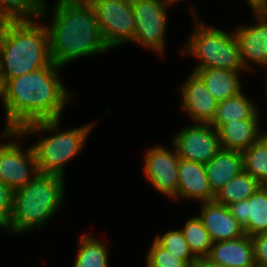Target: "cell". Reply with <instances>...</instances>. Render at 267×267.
I'll list each match as a JSON object with an SVG mask.
<instances>
[{
    "mask_svg": "<svg viewBox=\"0 0 267 267\" xmlns=\"http://www.w3.org/2000/svg\"><path fill=\"white\" fill-rule=\"evenodd\" d=\"M60 68L52 63L5 82L8 133L32 122L61 119L71 93L59 80Z\"/></svg>",
    "mask_w": 267,
    "mask_h": 267,
    "instance_id": "6da1fadb",
    "label": "cell"
},
{
    "mask_svg": "<svg viewBox=\"0 0 267 267\" xmlns=\"http://www.w3.org/2000/svg\"><path fill=\"white\" fill-rule=\"evenodd\" d=\"M47 25L52 63L63 67L108 49L88 0H57Z\"/></svg>",
    "mask_w": 267,
    "mask_h": 267,
    "instance_id": "7a4b0ae2",
    "label": "cell"
},
{
    "mask_svg": "<svg viewBox=\"0 0 267 267\" xmlns=\"http://www.w3.org/2000/svg\"><path fill=\"white\" fill-rule=\"evenodd\" d=\"M0 22V77L6 82L52 64L47 24Z\"/></svg>",
    "mask_w": 267,
    "mask_h": 267,
    "instance_id": "3957f363",
    "label": "cell"
},
{
    "mask_svg": "<svg viewBox=\"0 0 267 267\" xmlns=\"http://www.w3.org/2000/svg\"><path fill=\"white\" fill-rule=\"evenodd\" d=\"M65 177L39 173L14 191L12 215L7 229L22 234L40 228L59 211L65 199Z\"/></svg>",
    "mask_w": 267,
    "mask_h": 267,
    "instance_id": "277c9868",
    "label": "cell"
},
{
    "mask_svg": "<svg viewBox=\"0 0 267 267\" xmlns=\"http://www.w3.org/2000/svg\"><path fill=\"white\" fill-rule=\"evenodd\" d=\"M60 119L41 120L25 125L20 132L25 136L39 135L41 138L37 143L33 144L36 153L39 173L65 176L66 163L78 155L85 147V140L89 137L94 123L85 124L81 127L59 131ZM48 137H42L43 133Z\"/></svg>",
    "mask_w": 267,
    "mask_h": 267,
    "instance_id": "5b68a950",
    "label": "cell"
},
{
    "mask_svg": "<svg viewBox=\"0 0 267 267\" xmlns=\"http://www.w3.org/2000/svg\"><path fill=\"white\" fill-rule=\"evenodd\" d=\"M195 18V28L181 51L199 60L193 71L209 68L244 71L239 43L234 32L228 34L227 31L212 25L200 23L196 15Z\"/></svg>",
    "mask_w": 267,
    "mask_h": 267,
    "instance_id": "8992f818",
    "label": "cell"
},
{
    "mask_svg": "<svg viewBox=\"0 0 267 267\" xmlns=\"http://www.w3.org/2000/svg\"><path fill=\"white\" fill-rule=\"evenodd\" d=\"M4 139L14 137L11 142L0 144V181L13 191L24 187L38 174L36 153L33 145L28 149H22L19 138L25 136L18 130L10 133H2ZM18 141V142H17Z\"/></svg>",
    "mask_w": 267,
    "mask_h": 267,
    "instance_id": "52a82bcc",
    "label": "cell"
},
{
    "mask_svg": "<svg viewBox=\"0 0 267 267\" xmlns=\"http://www.w3.org/2000/svg\"><path fill=\"white\" fill-rule=\"evenodd\" d=\"M108 49L132 42L135 34L131 0H88Z\"/></svg>",
    "mask_w": 267,
    "mask_h": 267,
    "instance_id": "ba28073f",
    "label": "cell"
},
{
    "mask_svg": "<svg viewBox=\"0 0 267 267\" xmlns=\"http://www.w3.org/2000/svg\"><path fill=\"white\" fill-rule=\"evenodd\" d=\"M134 11L135 34L132 43L140 44L161 55L165 52L167 0H131Z\"/></svg>",
    "mask_w": 267,
    "mask_h": 267,
    "instance_id": "9c48e42d",
    "label": "cell"
},
{
    "mask_svg": "<svg viewBox=\"0 0 267 267\" xmlns=\"http://www.w3.org/2000/svg\"><path fill=\"white\" fill-rule=\"evenodd\" d=\"M180 158L205 165L220 150V140L217 129L210 123H195L183 127L173 138Z\"/></svg>",
    "mask_w": 267,
    "mask_h": 267,
    "instance_id": "30bf717a",
    "label": "cell"
},
{
    "mask_svg": "<svg viewBox=\"0 0 267 267\" xmlns=\"http://www.w3.org/2000/svg\"><path fill=\"white\" fill-rule=\"evenodd\" d=\"M171 145L174 151L158 145L146 150L143 170L147 180L159 193L176 200L180 157L175 146Z\"/></svg>",
    "mask_w": 267,
    "mask_h": 267,
    "instance_id": "8fae6325",
    "label": "cell"
},
{
    "mask_svg": "<svg viewBox=\"0 0 267 267\" xmlns=\"http://www.w3.org/2000/svg\"><path fill=\"white\" fill-rule=\"evenodd\" d=\"M253 15L257 20L255 25H242L234 30L245 71L258 64L267 68V11L254 12Z\"/></svg>",
    "mask_w": 267,
    "mask_h": 267,
    "instance_id": "7c38bea8",
    "label": "cell"
},
{
    "mask_svg": "<svg viewBox=\"0 0 267 267\" xmlns=\"http://www.w3.org/2000/svg\"><path fill=\"white\" fill-rule=\"evenodd\" d=\"M183 83L180 86L181 108L187 112L194 123L211 124L219 101L208 92L203 81L194 72Z\"/></svg>",
    "mask_w": 267,
    "mask_h": 267,
    "instance_id": "4fadbf2b",
    "label": "cell"
},
{
    "mask_svg": "<svg viewBox=\"0 0 267 267\" xmlns=\"http://www.w3.org/2000/svg\"><path fill=\"white\" fill-rule=\"evenodd\" d=\"M233 217L250 237L267 232V187L261 185L248 199L228 205Z\"/></svg>",
    "mask_w": 267,
    "mask_h": 267,
    "instance_id": "5bb4252c",
    "label": "cell"
},
{
    "mask_svg": "<svg viewBox=\"0 0 267 267\" xmlns=\"http://www.w3.org/2000/svg\"><path fill=\"white\" fill-rule=\"evenodd\" d=\"M199 219L208 231L213 243L238 239L245 235L243 227L231 214L228 206L215 200L202 203Z\"/></svg>",
    "mask_w": 267,
    "mask_h": 267,
    "instance_id": "9a60e30c",
    "label": "cell"
},
{
    "mask_svg": "<svg viewBox=\"0 0 267 267\" xmlns=\"http://www.w3.org/2000/svg\"><path fill=\"white\" fill-rule=\"evenodd\" d=\"M177 198L194 199L200 203L215 199V194L212 192L207 178L205 165L180 158Z\"/></svg>",
    "mask_w": 267,
    "mask_h": 267,
    "instance_id": "2e32d148",
    "label": "cell"
},
{
    "mask_svg": "<svg viewBox=\"0 0 267 267\" xmlns=\"http://www.w3.org/2000/svg\"><path fill=\"white\" fill-rule=\"evenodd\" d=\"M260 119L228 121L217 128L223 150L243 152L257 142L266 132L260 129Z\"/></svg>",
    "mask_w": 267,
    "mask_h": 267,
    "instance_id": "e0dca14e",
    "label": "cell"
},
{
    "mask_svg": "<svg viewBox=\"0 0 267 267\" xmlns=\"http://www.w3.org/2000/svg\"><path fill=\"white\" fill-rule=\"evenodd\" d=\"M207 258L227 267H256L253 242L249 235L213 243Z\"/></svg>",
    "mask_w": 267,
    "mask_h": 267,
    "instance_id": "ac0fdd59",
    "label": "cell"
},
{
    "mask_svg": "<svg viewBox=\"0 0 267 267\" xmlns=\"http://www.w3.org/2000/svg\"><path fill=\"white\" fill-rule=\"evenodd\" d=\"M205 170L212 192L216 194L230 179L244 171L242 152L221 149L205 164Z\"/></svg>",
    "mask_w": 267,
    "mask_h": 267,
    "instance_id": "d6986e66",
    "label": "cell"
},
{
    "mask_svg": "<svg viewBox=\"0 0 267 267\" xmlns=\"http://www.w3.org/2000/svg\"><path fill=\"white\" fill-rule=\"evenodd\" d=\"M192 72L203 81L208 92L218 101L234 96L243 89L240 71L209 68Z\"/></svg>",
    "mask_w": 267,
    "mask_h": 267,
    "instance_id": "ffe728a7",
    "label": "cell"
},
{
    "mask_svg": "<svg viewBox=\"0 0 267 267\" xmlns=\"http://www.w3.org/2000/svg\"><path fill=\"white\" fill-rule=\"evenodd\" d=\"M242 92L218 102L217 112L211 123L215 129L228 121L260 119L258 105Z\"/></svg>",
    "mask_w": 267,
    "mask_h": 267,
    "instance_id": "44dd1931",
    "label": "cell"
},
{
    "mask_svg": "<svg viewBox=\"0 0 267 267\" xmlns=\"http://www.w3.org/2000/svg\"><path fill=\"white\" fill-rule=\"evenodd\" d=\"M45 0H0V22L46 18Z\"/></svg>",
    "mask_w": 267,
    "mask_h": 267,
    "instance_id": "7402d4cb",
    "label": "cell"
},
{
    "mask_svg": "<svg viewBox=\"0 0 267 267\" xmlns=\"http://www.w3.org/2000/svg\"><path fill=\"white\" fill-rule=\"evenodd\" d=\"M260 186L261 184L252 175L242 171L215 194L214 200L228 206L231 203L248 199Z\"/></svg>",
    "mask_w": 267,
    "mask_h": 267,
    "instance_id": "603a6c76",
    "label": "cell"
},
{
    "mask_svg": "<svg viewBox=\"0 0 267 267\" xmlns=\"http://www.w3.org/2000/svg\"><path fill=\"white\" fill-rule=\"evenodd\" d=\"M79 246L73 267H108L106 243L86 233L79 237Z\"/></svg>",
    "mask_w": 267,
    "mask_h": 267,
    "instance_id": "cb8c5ba5",
    "label": "cell"
},
{
    "mask_svg": "<svg viewBox=\"0 0 267 267\" xmlns=\"http://www.w3.org/2000/svg\"><path fill=\"white\" fill-rule=\"evenodd\" d=\"M244 171L261 185L267 182V131L257 142L242 152Z\"/></svg>",
    "mask_w": 267,
    "mask_h": 267,
    "instance_id": "d4e9b609",
    "label": "cell"
},
{
    "mask_svg": "<svg viewBox=\"0 0 267 267\" xmlns=\"http://www.w3.org/2000/svg\"><path fill=\"white\" fill-rule=\"evenodd\" d=\"M196 258L207 257L213 241L198 216H193L187 220L184 227L180 229Z\"/></svg>",
    "mask_w": 267,
    "mask_h": 267,
    "instance_id": "484cf974",
    "label": "cell"
},
{
    "mask_svg": "<svg viewBox=\"0 0 267 267\" xmlns=\"http://www.w3.org/2000/svg\"><path fill=\"white\" fill-rule=\"evenodd\" d=\"M153 240L168 250L175 257L186 261L192 267L196 257L190 251V248L180 229L169 230L163 235H157Z\"/></svg>",
    "mask_w": 267,
    "mask_h": 267,
    "instance_id": "4316f807",
    "label": "cell"
},
{
    "mask_svg": "<svg viewBox=\"0 0 267 267\" xmlns=\"http://www.w3.org/2000/svg\"><path fill=\"white\" fill-rule=\"evenodd\" d=\"M146 258V267H191L186 261L175 257L155 240L152 242Z\"/></svg>",
    "mask_w": 267,
    "mask_h": 267,
    "instance_id": "83f0119b",
    "label": "cell"
},
{
    "mask_svg": "<svg viewBox=\"0 0 267 267\" xmlns=\"http://www.w3.org/2000/svg\"><path fill=\"white\" fill-rule=\"evenodd\" d=\"M14 191L0 181V228L7 229L12 215Z\"/></svg>",
    "mask_w": 267,
    "mask_h": 267,
    "instance_id": "f1b7e54d",
    "label": "cell"
},
{
    "mask_svg": "<svg viewBox=\"0 0 267 267\" xmlns=\"http://www.w3.org/2000/svg\"><path fill=\"white\" fill-rule=\"evenodd\" d=\"M253 242L254 263L256 267H267V232L251 237Z\"/></svg>",
    "mask_w": 267,
    "mask_h": 267,
    "instance_id": "f546056e",
    "label": "cell"
},
{
    "mask_svg": "<svg viewBox=\"0 0 267 267\" xmlns=\"http://www.w3.org/2000/svg\"><path fill=\"white\" fill-rule=\"evenodd\" d=\"M0 102L4 105L5 108V117L6 119V126H4V130L2 131L3 134L8 133V111H7V104L5 99V81L2 77H0Z\"/></svg>",
    "mask_w": 267,
    "mask_h": 267,
    "instance_id": "4dcf8cb0",
    "label": "cell"
},
{
    "mask_svg": "<svg viewBox=\"0 0 267 267\" xmlns=\"http://www.w3.org/2000/svg\"><path fill=\"white\" fill-rule=\"evenodd\" d=\"M192 267H227L209 260L207 257L196 258Z\"/></svg>",
    "mask_w": 267,
    "mask_h": 267,
    "instance_id": "1f68e13d",
    "label": "cell"
},
{
    "mask_svg": "<svg viewBox=\"0 0 267 267\" xmlns=\"http://www.w3.org/2000/svg\"><path fill=\"white\" fill-rule=\"evenodd\" d=\"M253 12L267 11V0H247Z\"/></svg>",
    "mask_w": 267,
    "mask_h": 267,
    "instance_id": "d6a6232c",
    "label": "cell"
},
{
    "mask_svg": "<svg viewBox=\"0 0 267 267\" xmlns=\"http://www.w3.org/2000/svg\"><path fill=\"white\" fill-rule=\"evenodd\" d=\"M167 1H169V2H171V3H176V2H178V1H184V0H167Z\"/></svg>",
    "mask_w": 267,
    "mask_h": 267,
    "instance_id": "836d02e7",
    "label": "cell"
},
{
    "mask_svg": "<svg viewBox=\"0 0 267 267\" xmlns=\"http://www.w3.org/2000/svg\"><path fill=\"white\" fill-rule=\"evenodd\" d=\"M266 79H267V77H266ZM265 82H266V83H265V84H266V85H265V86H266L265 90H266V96H267V80H266Z\"/></svg>",
    "mask_w": 267,
    "mask_h": 267,
    "instance_id": "e575fe53",
    "label": "cell"
}]
</instances>
